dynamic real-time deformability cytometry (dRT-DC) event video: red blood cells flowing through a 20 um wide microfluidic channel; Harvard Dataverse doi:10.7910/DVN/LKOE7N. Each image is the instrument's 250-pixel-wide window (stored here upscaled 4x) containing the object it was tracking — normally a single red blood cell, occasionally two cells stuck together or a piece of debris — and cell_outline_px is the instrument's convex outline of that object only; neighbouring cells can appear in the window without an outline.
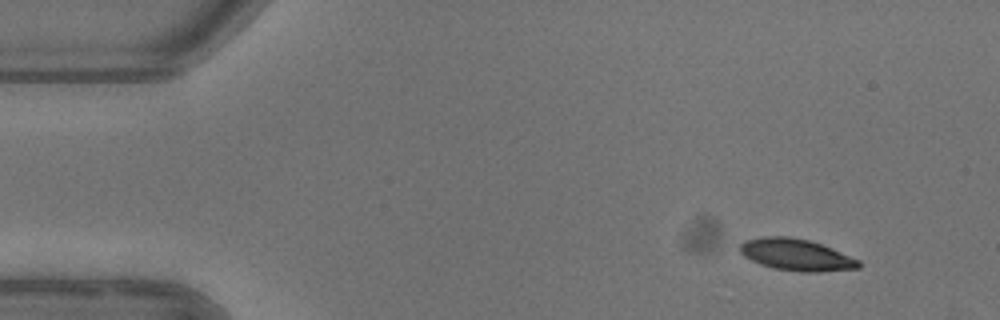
{"species": "common noctule bat (a hibernating species)", "species_latin": "Nyctalus noctula", "temperature_condition": "warm", "stored_images_in_passage": 5, "camera_frame_rate_fps": 3000, "um_per_image_px": 0.085, "animal": {"sex": "female"}, "frame": {"image": 1, "passage_image": 1, "time_ms": 0.0, "image_size_px": [1000, 320], "cell_outline_px": [[864, 264], [860, 268], [816, 272], [800, 272], [772, 268], [760, 264], [744, 256], [740, 252], [740, 244], [744, 240], [764, 236], [788, 236], [808, 240], [832, 248], [860, 260]], "centroid_in_image_um": [67.7, 21.66], "position_along_channel_um": 17.3, "area_um2": 22.08}}
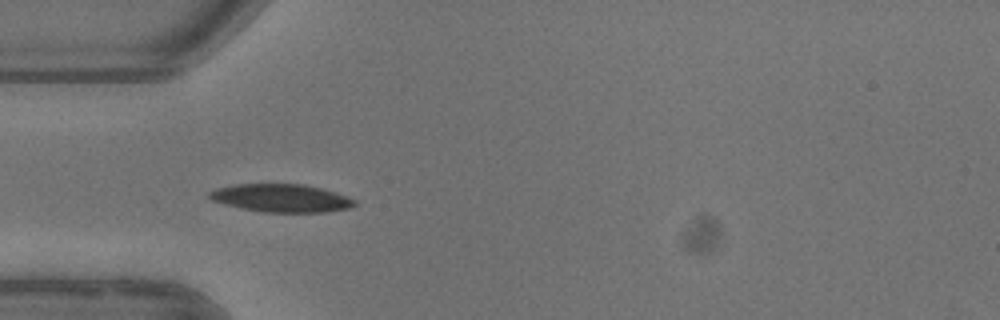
{"frame": {"image": 2, "passage_image": 4, "time_ms": 3.667, "image_size_px": [1000, 320], "cell_outline_px": [[356, 204], [348, 208], [328, 212], [264, 212], [244, 208], [212, 200], [208, 196], [208, 192], [216, 188], [236, 184], [304, 184], [320, 188], [356, 200]], "centroid_in_image_um": [23.9, 16.83], "position_along_channel_um": 61.1, "area_um2": 23.29}}
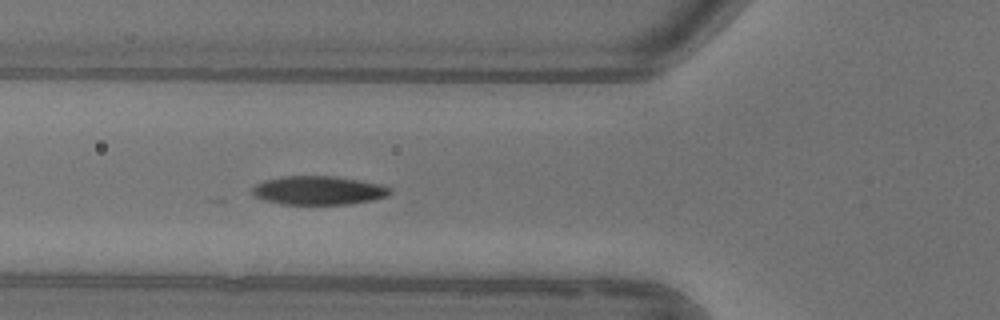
{"frame": {"image": 3, "passage_image": 5, "time_ms": 4.667, "image_size_px": [1000, 320], "cell_outline_px": [[392, 192], [388, 196], [372, 200], [348, 204], [284, 204], [264, 200], [256, 196], [252, 192], [252, 188], [256, 184], [264, 180], [284, 176], [332, 176], [380, 184], [392, 188]], "centroid_in_image_um": [27.08, 16.18], "position_along_channel_um": 98.7, "area_um2": 22.89}}